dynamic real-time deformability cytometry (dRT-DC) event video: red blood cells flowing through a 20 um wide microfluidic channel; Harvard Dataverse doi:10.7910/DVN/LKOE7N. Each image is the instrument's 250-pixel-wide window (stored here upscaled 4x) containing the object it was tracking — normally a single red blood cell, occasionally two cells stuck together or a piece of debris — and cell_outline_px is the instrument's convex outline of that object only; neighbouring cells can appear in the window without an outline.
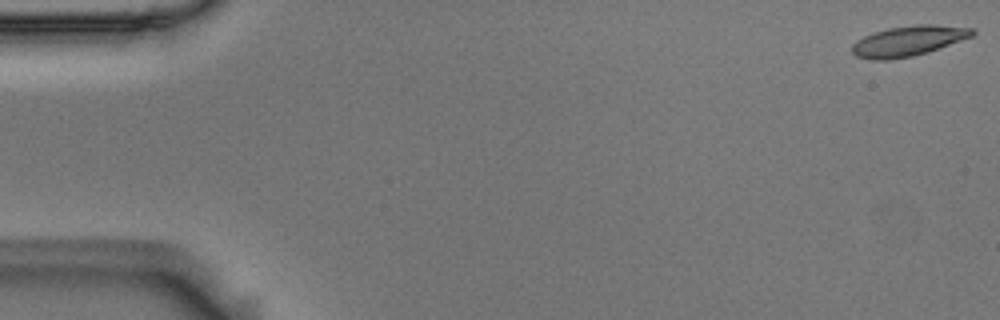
{"species": "Egyptian fruit bat (a non-hibernating species)", "species_latin": "Rousettus aegyptiacus", "temperature_condition": "room temperature", "stored_images_in_passage": 4, "camera_frame_rate_fps": 3000, "um_per_image_px": 0.085, "animal": {"sex": "male"}, "frame": {"image": 1, "passage_image": 1, "time_ms": 0.0, "image_size_px": [1000, 320], "cell_outline_px": [[976, 32], [972, 36], [928, 52], [912, 56], [888, 60], [872, 60], [856, 56], [852, 52], [852, 44], [856, 40], [864, 36], [888, 28], [916, 24], [932, 24], [972, 28]], "centroid_in_image_um": [77.19, 3.48], "position_along_channel_um": 7.8, "area_um2": 21.1}}